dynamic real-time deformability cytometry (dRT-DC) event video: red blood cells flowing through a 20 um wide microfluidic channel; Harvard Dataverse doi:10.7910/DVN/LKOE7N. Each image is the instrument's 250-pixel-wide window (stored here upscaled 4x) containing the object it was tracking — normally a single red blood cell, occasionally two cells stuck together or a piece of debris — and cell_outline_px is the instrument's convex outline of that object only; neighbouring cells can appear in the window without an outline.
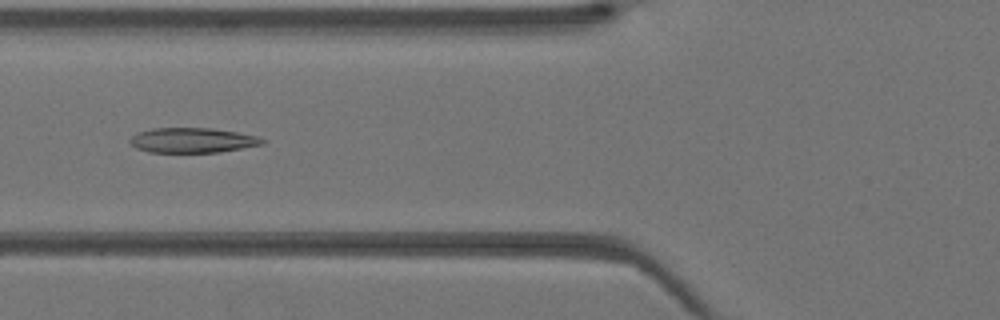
{"species": "Egyptian fruit bat (a non-hibernating species)", "species_latin": "Rousettus aegyptiacus", "temperature_condition": "warm", "stored_images_in_passage": 36, "camera_frame_rate_fps": 3000, "um_per_image_px": 0.085, "animal": {"sex": "female"}, "frame": {"image": 1, "passage_image": 11, "time_ms": 3.333, "image_size_px": [1000, 320], "cell_outline_px": [[264, 144], [220, 152], [148, 152], [136, 148], [128, 140], [136, 132], [152, 128], [212, 128], [236, 132], [256, 136], [264, 140]], "centroid_in_image_um": [16.31, 11.92], "position_along_channel_um": 109.5, "area_um2": 19.19}}
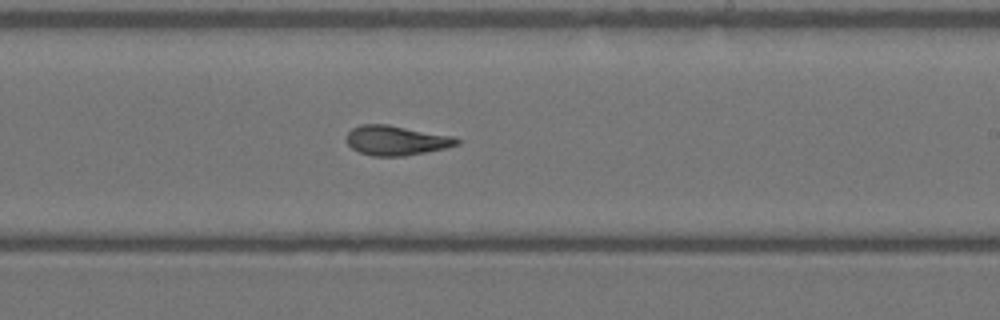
{"frame": {"image": 2, "passage_image": 20, "time_ms": 6.333, "image_size_px": [1000, 320], "cell_outline_px": [[460, 144], [444, 148], [404, 156], [372, 156], [360, 152], [352, 148], [348, 144], [348, 132], [352, 128], [360, 124], [388, 124], [452, 136], [460, 140]], "centroid_in_image_um": [33.67, 11.93], "position_along_channel_um": 255.3, "area_um2": 18.9}}
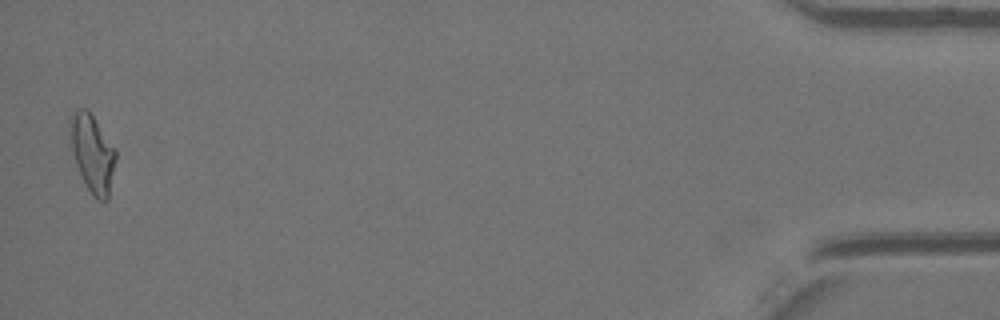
{"frame": {"image": 3, "passage_image": 36, "time_ms": 11.667, "image_size_px": [1000, 320], "cell_outline_px": [[116, 160], [108, 200], [96, 200], [92, 196], [84, 184], [76, 164], [72, 152], [68, 120], [72, 112], [80, 108], [88, 108], [116, 152]], "centroid_in_image_um": [7.83, 13.04], "position_along_channel_um": 427.4, "area_um2": 20.75}}